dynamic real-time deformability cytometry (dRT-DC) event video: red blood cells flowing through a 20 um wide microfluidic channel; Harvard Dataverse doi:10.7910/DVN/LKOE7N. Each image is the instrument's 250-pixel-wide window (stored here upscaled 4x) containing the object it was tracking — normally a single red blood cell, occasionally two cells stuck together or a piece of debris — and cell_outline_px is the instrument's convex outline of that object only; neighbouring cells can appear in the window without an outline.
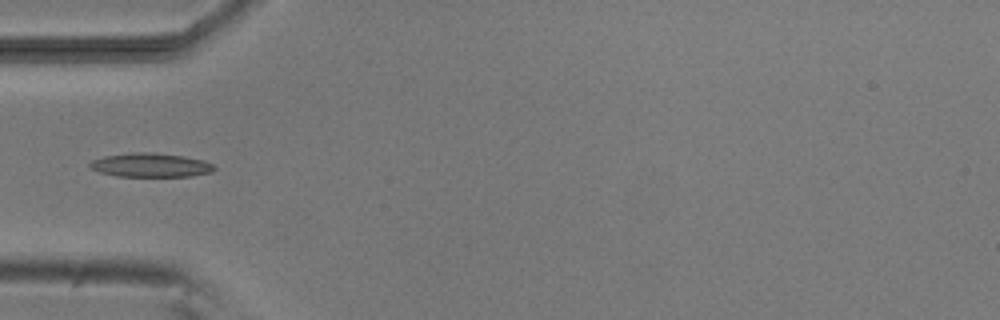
{"species": "common noctule bat (a hibernating species)", "species_latin": "Nyctalus noctula", "temperature_condition": "room temperature", "stored_images_in_passage": 37, "camera_frame_rate_fps": 3000, "um_per_image_px": 0.085, "animal": {"sex": "male", "body_mass_g": 20.5, "forearm_length_mm": 52.5}, "frame": {"image": 1, "passage_image": 1, "time_ms": 0.0, "image_size_px": [1000, 320], "cell_outline_px": [[216, 168], [212, 172], [192, 176], [116, 176], [100, 172], [92, 168], [88, 164], [92, 160], [104, 156], [132, 152], [152, 152], [184, 156], [204, 160], [212, 164]], "centroid_in_image_um": [12.82, 14.03], "position_along_channel_um": 72.2, "area_um2": 17.34}}
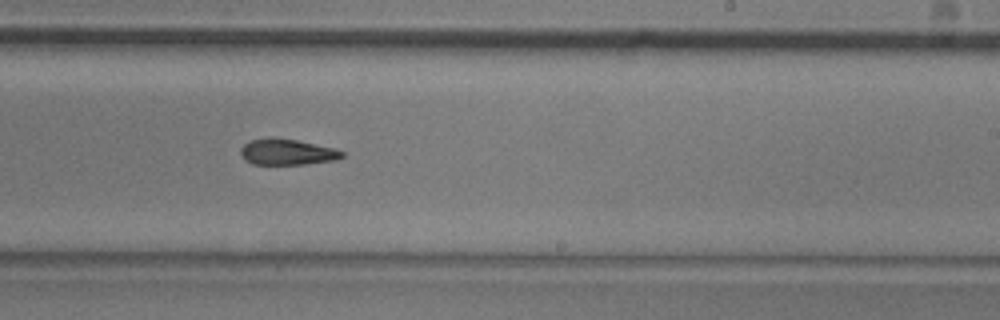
{"frame": {"image": 2, "passage_image": 16, "time_ms": 5.0, "image_size_px": [1000, 320], "cell_outline_px": [[344, 156], [336, 160], [304, 164], [252, 164], [244, 160], [240, 156], [240, 148], [248, 140], [296, 140], [332, 148], [344, 152]], "centroid_in_image_um": [24.38, 12.96], "position_along_channel_um": 264.6, "area_um2": 14.8}}
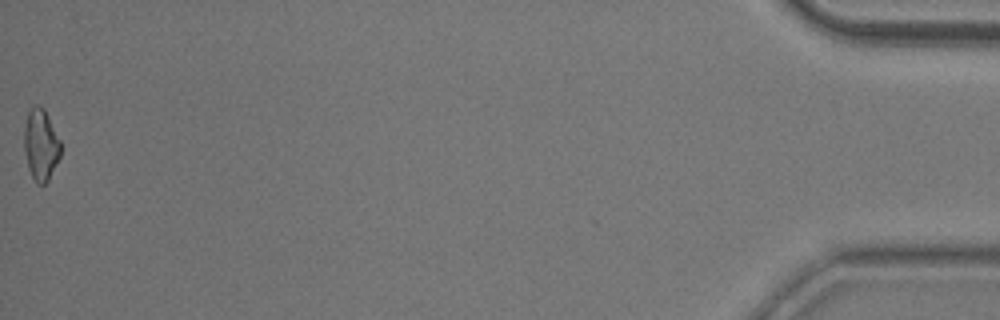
{"frame": {"image": 3, "passage_image": 37, "time_ms": 12.0, "image_size_px": [1000, 320], "cell_outline_px": [[60, 156], [48, 180], [44, 184], [36, 184], [28, 168], [24, 148], [24, 128], [28, 112], [32, 104], [40, 104], [44, 108], [60, 140]], "centroid_in_image_um": [3.45, 12.27], "position_along_channel_um": 431.7, "area_um2": 15.2}}